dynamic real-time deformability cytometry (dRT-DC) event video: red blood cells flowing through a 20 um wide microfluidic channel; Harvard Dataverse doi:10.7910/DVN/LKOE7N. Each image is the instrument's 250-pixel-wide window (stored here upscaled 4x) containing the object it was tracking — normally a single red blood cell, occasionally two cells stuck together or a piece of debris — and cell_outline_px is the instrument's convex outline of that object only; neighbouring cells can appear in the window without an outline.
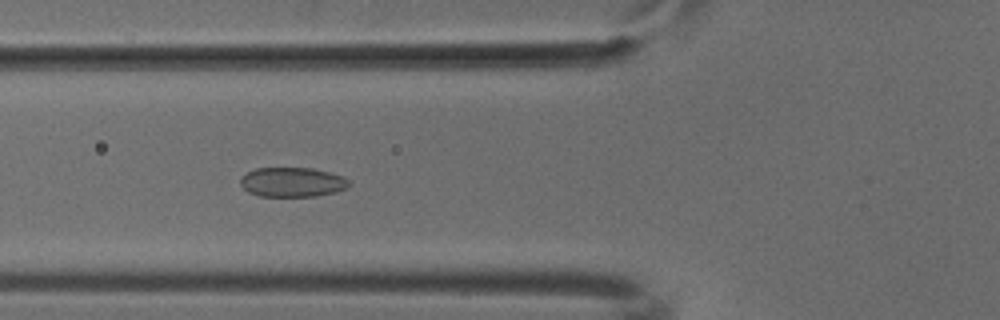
{"species": "common noctule bat (a hibernating species)", "species_latin": "Nyctalus noctula", "temperature_condition": "cold", "stored_images_in_passage": 45, "camera_frame_rate_fps": 3000, "um_per_image_px": 0.085, "animal": {"sex": "male", "body_mass_g": 18.8}, "frame": {"image": 1, "passage_image": 18, "time_ms": 5.667, "image_size_px": [1000, 320], "cell_outline_px": [[348, 188], [336, 192], [316, 196], [260, 196], [248, 192], [240, 184], [240, 180], [248, 172], [256, 168], [312, 168], [328, 172], [340, 176], [348, 180]], "centroid_in_image_um": [24.84, 15.49], "position_along_channel_um": 101.0, "area_um2": 18.5}}
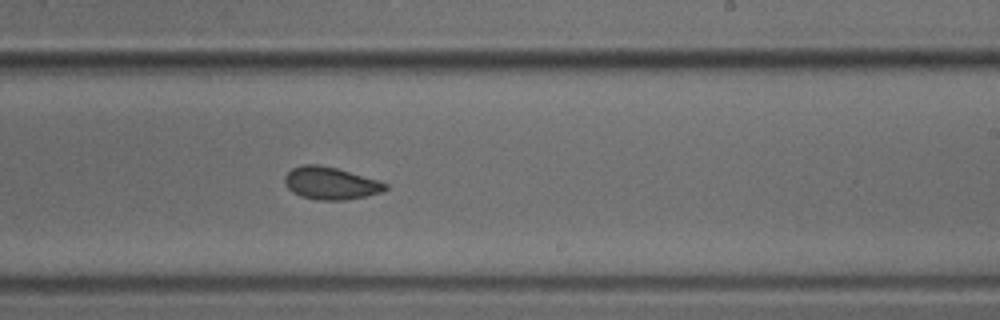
{"frame": {"image": 2, "passage_image": 30, "time_ms": 9.667, "image_size_px": [1000, 320], "cell_outline_px": [[388, 188], [380, 192], [368, 196], [344, 200], [316, 200], [300, 196], [292, 192], [284, 184], [284, 176], [292, 168], [304, 164], [316, 164], [336, 168], [380, 180], [388, 184]], "centroid_in_image_um": [28.1, 15.58], "position_along_channel_um": 260.9, "area_um2": 19.19}}
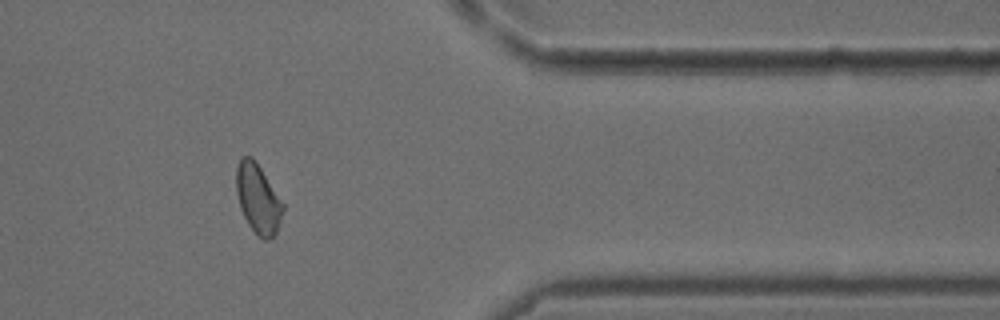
{"frame": {"image": 3, "passage_image": 41, "time_ms": 13.333, "image_size_px": [1000, 320], "cell_outline_px": [[284, 208], [276, 232], [268, 240], [264, 240], [248, 224], [240, 208], [236, 192], [236, 168], [240, 160], [244, 156], [252, 156], [284, 204]], "centroid_in_image_um": [21.91, 16.88], "position_along_channel_um": 389.5, "area_um2": 18.44}}